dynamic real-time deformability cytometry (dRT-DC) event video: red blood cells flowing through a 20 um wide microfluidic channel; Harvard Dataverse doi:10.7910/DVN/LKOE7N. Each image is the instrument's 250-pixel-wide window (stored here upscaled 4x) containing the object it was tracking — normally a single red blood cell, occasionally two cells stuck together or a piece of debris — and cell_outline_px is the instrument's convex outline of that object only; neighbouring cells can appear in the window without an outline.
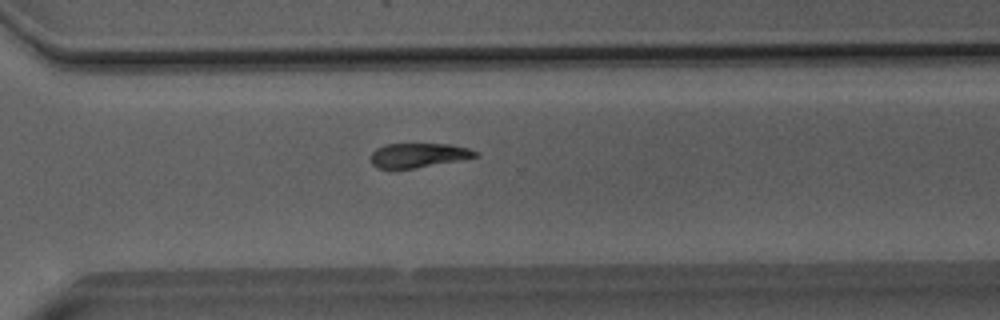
{"species": "Egyptian fruit bat (a non-hibernating species)", "species_latin": "Rousettus aegyptiacus", "temperature_condition": "room temperature", "stored_images_in_passage": 37, "camera_frame_rate_fps": 3000, "um_per_image_px": 0.085, "animal": {"sex": "male"}, "frame": {"image": 1, "passage_image": 23, "time_ms": 7.333, "image_size_px": [1000, 320], "cell_outline_px": [[480, 156], [416, 168], [376, 168], [372, 164], [372, 152], [376, 148], [384, 144], [448, 144], [468, 148], [480, 152]], "centroid_in_image_um": [35.59, 13.19], "position_along_channel_um": 335.0, "area_um2": 14.8}}
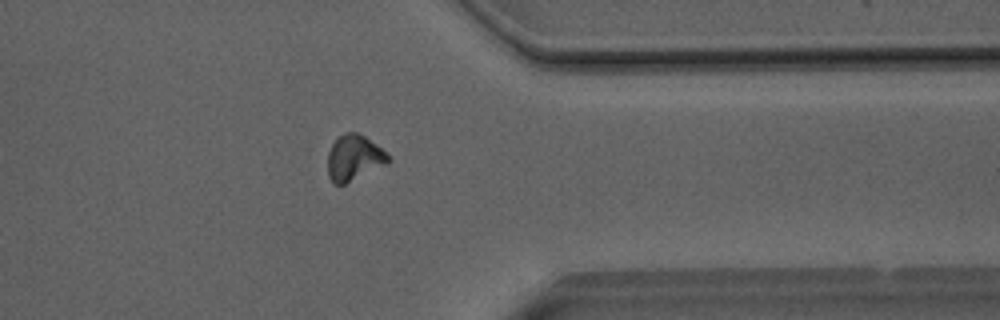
{"frame": {"image": 2, "passage_image": 27, "time_ms": 8.667, "image_size_px": [1000, 320], "cell_outline_px": [[392, 160], [344, 184], [332, 184], [328, 176], [328, 152], [336, 136], [344, 132], [356, 132], [364, 136], [392, 156]], "centroid_in_image_um": [30.06, 13.39], "position_along_channel_um": 381.3, "area_um2": 16.01}}
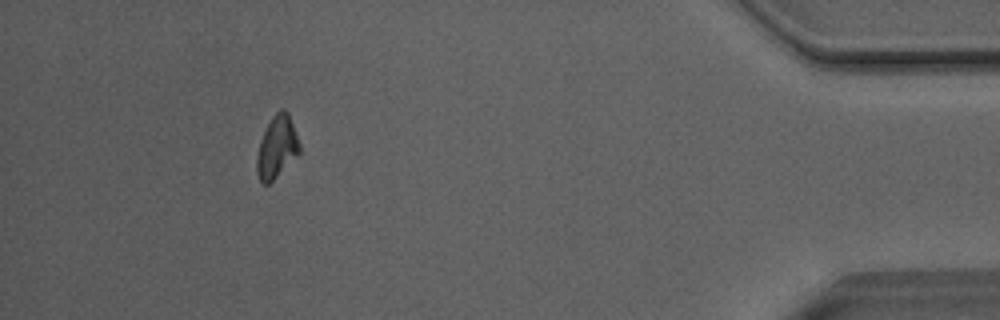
{"frame": {"image": 3, "passage_image": 33, "time_ms": 10.667, "image_size_px": [1000, 320], "cell_outline_px": [[300, 152], [268, 184], [264, 184], [260, 180], [256, 172], [256, 156], [260, 140], [272, 116], [280, 108], [284, 108], [288, 112], [300, 144]], "centroid_in_image_um": [23.52, 12.47], "position_along_channel_um": 411.7, "area_um2": 15.26}}